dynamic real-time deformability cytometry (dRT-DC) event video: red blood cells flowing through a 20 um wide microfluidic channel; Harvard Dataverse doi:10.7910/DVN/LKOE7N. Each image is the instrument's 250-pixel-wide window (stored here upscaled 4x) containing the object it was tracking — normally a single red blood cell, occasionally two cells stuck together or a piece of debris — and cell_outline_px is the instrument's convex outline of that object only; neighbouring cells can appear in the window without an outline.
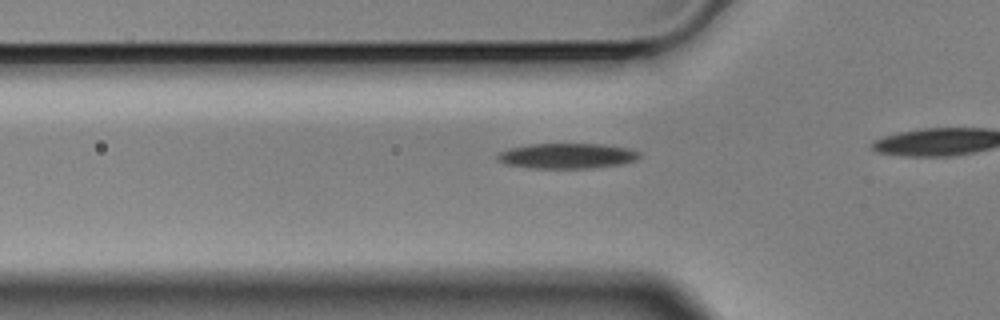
{"species": "Egyptian fruit bat (a non-hibernating species)", "species_latin": "Rousettus aegyptiacus", "temperature_condition": "cold", "stored_images_in_passage": 3, "camera_frame_rate_fps": 3000, "um_per_image_px": 0.085, "animal": {"sex": "male"}, "frame": {"image": 1, "passage_image": 3, "time_ms": 0.667, "image_size_px": [1000, 320], "cell_outline_px": [[640, 156], [636, 160], [620, 164], [592, 168], [528, 168], [504, 164], [496, 160], [496, 156], [500, 152], [512, 148], [532, 144], [604, 144], [628, 148], [640, 152]], "centroid_in_image_um": [48.19, 13.25], "position_along_channel_um": 77.6, "area_um2": 20.92}}